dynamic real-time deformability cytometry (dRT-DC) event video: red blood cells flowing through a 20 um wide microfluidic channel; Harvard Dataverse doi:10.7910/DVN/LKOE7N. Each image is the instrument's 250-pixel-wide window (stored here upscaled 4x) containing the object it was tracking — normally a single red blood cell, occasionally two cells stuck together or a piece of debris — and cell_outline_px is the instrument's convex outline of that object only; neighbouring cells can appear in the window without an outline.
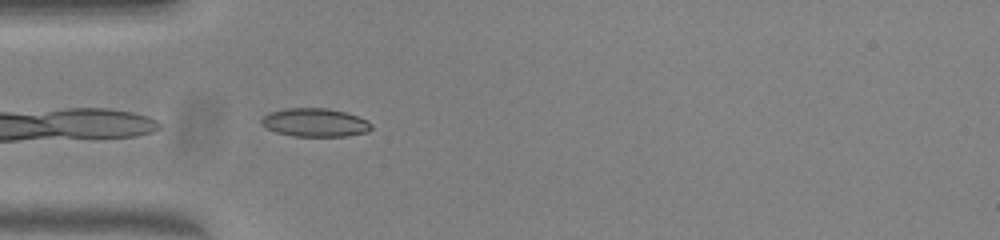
{"species": "common noctule bat (a hibernating species)", "species_latin": "Nyctalus noctula", "temperature_condition": "warm", "stored_images_in_passage": 3, "camera_frame_rate_fps": 3000, "um_per_image_px": 0.085, "animal": {"sex": "female", "body_mass_g": 23.0, "forearm_length_mm": 53.4}, "frame": {"image": 1, "passage_image": 1, "time_ms": 0.0, "image_size_px": [1000, 240], "cell_outline_px": [[372, 128], [368, 132], [344, 136], [292, 136], [276, 132], [260, 124], [260, 120], [268, 112], [284, 108], [328, 108], [344, 112], [368, 120], [372, 124]], "centroid_in_image_um": [26.76, 10.41], "position_along_channel_um": 58.2, "area_um2": 18.26}}